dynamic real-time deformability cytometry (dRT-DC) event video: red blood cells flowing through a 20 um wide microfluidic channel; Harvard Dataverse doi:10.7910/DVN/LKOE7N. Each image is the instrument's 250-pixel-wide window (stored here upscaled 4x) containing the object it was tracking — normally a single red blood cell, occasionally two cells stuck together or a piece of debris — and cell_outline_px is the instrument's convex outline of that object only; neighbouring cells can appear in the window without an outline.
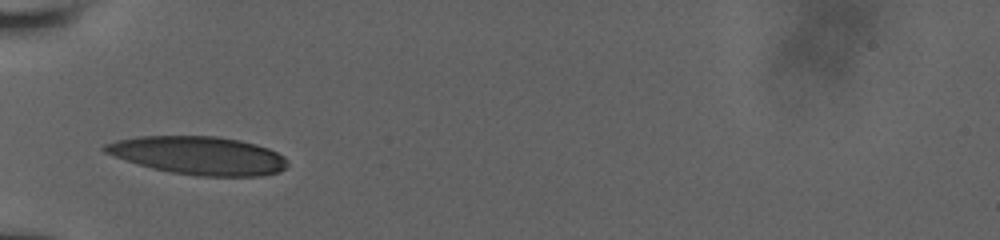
{"species": "human", "species_latin": "Homo sapiens", "temperature_condition": "room temperature", "stored_images_in_passage": 2, "camera_frame_rate_fps": 3000, "um_per_image_px": 0.085, "donor": {"sex": "male"}, "frame": {"image": 1, "passage_image": 1, "time_ms": 0.0, "image_size_px": [1000, 240], "cell_outline_px": [[288, 164], [280, 172], [260, 176], [196, 176], [172, 172], [152, 168], [104, 152], [100, 148], [104, 144], [116, 140], [136, 136], [216, 136], [240, 140], [256, 144], [268, 148], [284, 156], [288, 160]], "centroid_in_image_um": [16.9, 13.21], "position_along_channel_um": 68.1, "area_um2": 40.58}}